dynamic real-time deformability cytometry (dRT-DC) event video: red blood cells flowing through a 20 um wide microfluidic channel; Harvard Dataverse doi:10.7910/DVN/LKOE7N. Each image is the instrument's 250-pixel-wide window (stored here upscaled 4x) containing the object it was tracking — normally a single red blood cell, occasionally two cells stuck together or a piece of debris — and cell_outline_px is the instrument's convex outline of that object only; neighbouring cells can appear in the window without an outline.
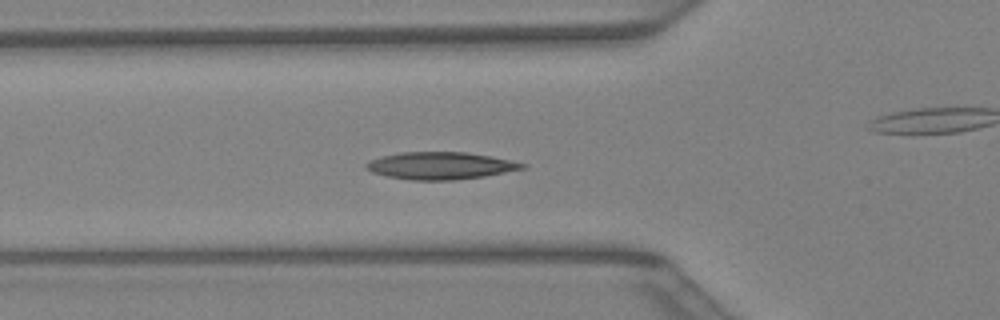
{"species": "Egyptian fruit bat (a non-hibernating species)", "species_latin": "Rousettus aegyptiacus", "temperature_condition": "warm", "stored_images_in_passage": 40, "camera_frame_rate_fps": 3000, "um_per_image_px": 0.085, "animal": {"sex": "female"}, "frame": {"image": 1, "passage_image": 13, "time_ms": 4.0, "image_size_px": [1000, 320], "cell_outline_px": [[528, 164], [524, 168], [484, 176], [456, 180], [412, 180], [388, 176], [372, 172], [364, 168], [364, 164], [372, 160], [384, 156], [400, 152], [464, 152], [492, 156]], "centroid_in_image_um": [37.44, 14.08], "position_along_channel_um": 88.4, "area_um2": 24.62}}
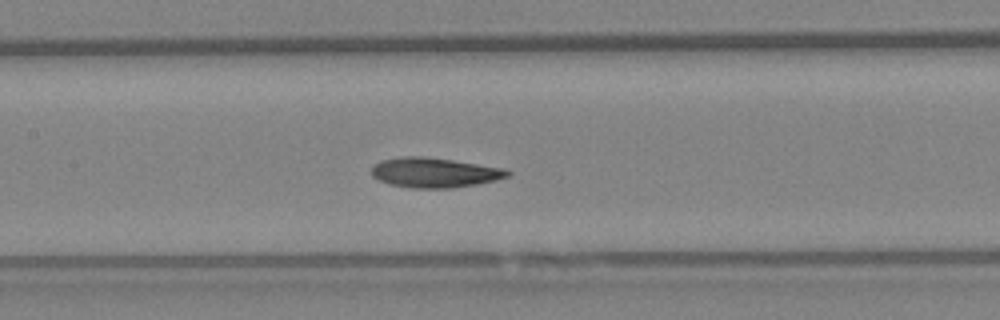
{"frame": {"image": 2, "passage_image": 18, "time_ms": 5.667, "image_size_px": [1000, 320], "cell_outline_px": [[512, 172], [508, 176], [496, 180], [476, 184], [452, 188], [412, 188], [392, 184], [376, 180], [372, 176], [372, 164], [380, 160], [404, 156], [420, 156], [452, 160], [504, 168]], "centroid_in_image_um": [36.9, 14.67], "position_along_channel_um": 170.5, "area_um2": 23.64}}
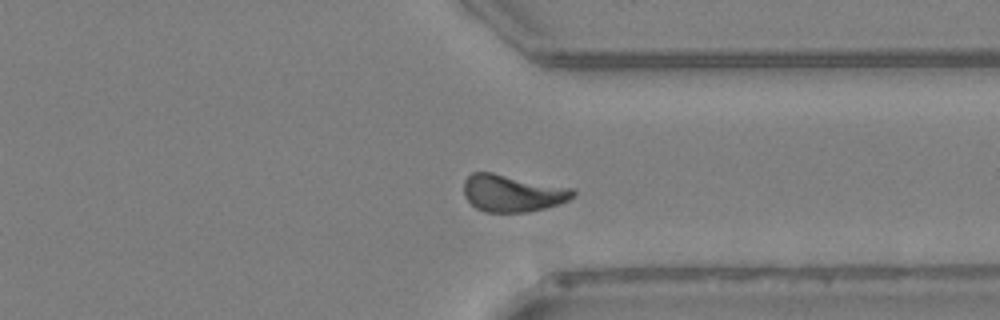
{"frame": {"image": 3, "passage_image": 30, "time_ms": 9.667, "image_size_px": [1000, 320], "cell_outline_px": [[576, 192], [568, 200], [544, 208], [528, 212], [484, 212], [476, 208], [464, 196], [464, 180], [472, 172], [492, 172], [572, 188]], "centroid_in_image_um": [43.51, 16.41], "position_along_channel_um": 367.9, "area_um2": 23.47}}